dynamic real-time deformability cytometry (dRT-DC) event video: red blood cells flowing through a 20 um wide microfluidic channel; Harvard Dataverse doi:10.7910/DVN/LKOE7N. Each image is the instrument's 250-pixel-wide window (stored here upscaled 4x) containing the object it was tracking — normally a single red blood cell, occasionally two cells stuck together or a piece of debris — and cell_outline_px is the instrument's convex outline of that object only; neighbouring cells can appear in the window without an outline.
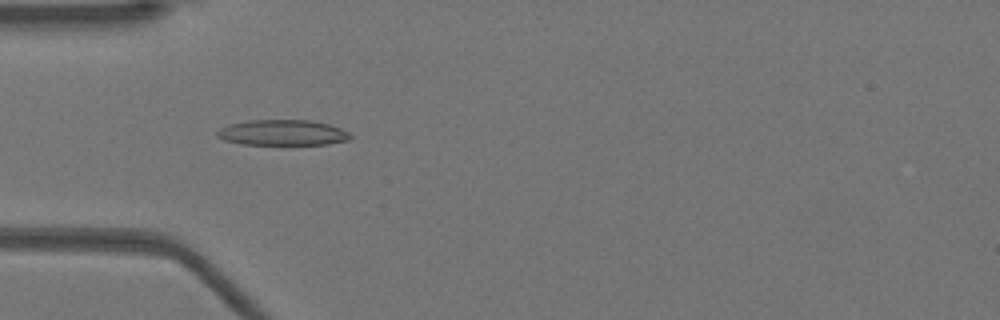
{"species": "Egyptian fruit bat (a non-hibernating species)", "species_latin": "Rousettus aegyptiacus", "temperature_condition": "warm", "stored_images_in_passage": 50, "camera_frame_rate_fps": 3000, "um_per_image_px": 0.085, "animal": {"sex": "female"}, "frame": {"image": 1, "passage_image": 14, "time_ms": 4.333, "image_size_px": [1000, 320], "cell_outline_px": [[352, 136], [348, 140], [328, 144], [240, 144], [224, 140], [216, 136], [216, 132], [220, 128], [228, 124], [248, 120], [312, 120], [328, 124], [340, 128], [348, 132]], "centroid_in_image_um": [23.99, 11.27], "position_along_channel_um": 61.0, "area_um2": 19.88}}
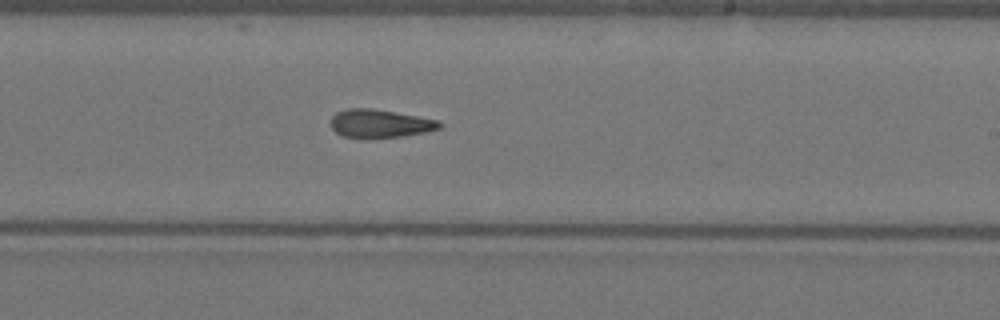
{"frame": {"image": 2, "passage_image": 29, "time_ms": 9.333, "image_size_px": [1000, 320], "cell_outline_px": [[444, 124], [440, 128], [428, 132], [400, 136], [344, 136], [336, 132], [332, 128], [332, 116], [336, 112], [348, 108], [372, 108], [440, 120]], "centroid_in_image_um": [32.36, 10.47], "position_along_channel_um": 256.6, "area_um2": 17.46}}
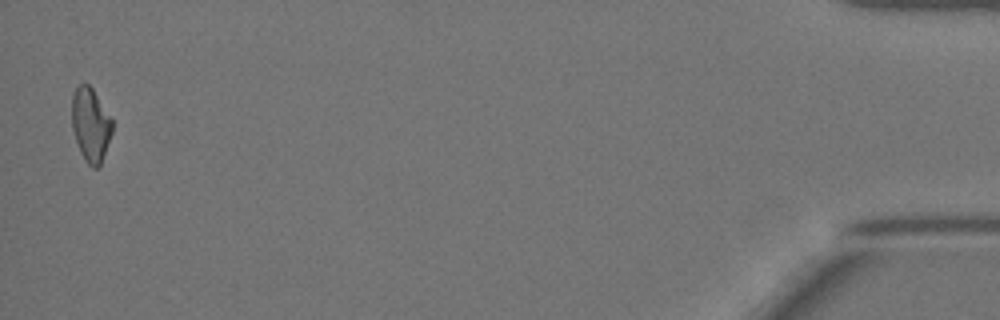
{"frame": {"image": 3, "passage_image": 49, "time_ms": 16.0, "image_size_px": [1000, 320], "cell_outline_px": [[112, 132], [100, 164], [96, 168], [92, 168], [84, 160], [80, 152], [72, 128], [72, 96], [76, 88], [80, 84], [88, 84], [92, 88], [112, 120]], "centroid_in_image_um": [7.68, 10.61], "position_along_channel_um": 427.5, "area_um2": 17.05}, "authors_computed_cell_mechanics": {"area_um2": 18.3226, "velocity_mm_per_s": 3.9498, "shape_relaxation_time_tau1_ms": null, "shape_relaxation_time_tau2_ms": 3.9165, "deformation_change_tau1": null, "deformation_change_tau2": 0.1247}}